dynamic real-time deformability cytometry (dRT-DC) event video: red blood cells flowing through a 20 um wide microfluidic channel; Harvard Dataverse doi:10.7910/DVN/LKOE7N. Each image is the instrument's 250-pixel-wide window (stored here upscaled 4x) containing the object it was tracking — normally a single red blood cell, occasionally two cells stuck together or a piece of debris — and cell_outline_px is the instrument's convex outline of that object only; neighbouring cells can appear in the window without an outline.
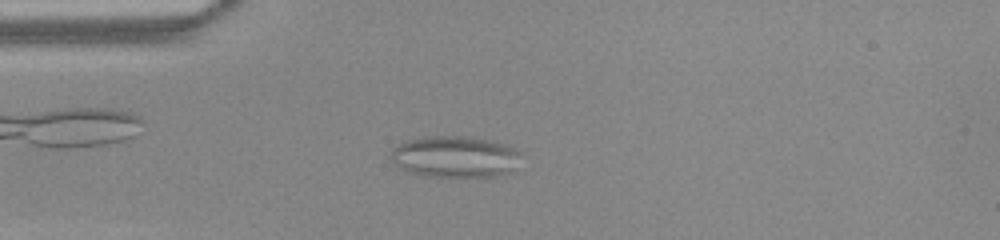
{"species": "common noctule bat (a hibernating species)", "species_latin": "Nyctalus noctula", "temperature_condition": "warm", "stored_images_in_passage": 49, "camera_frame_rate_fps": 3000, "um_per_image_px": 0.085, "animal": {"sex": "female", "body_mass_g": 22.0, "forearm_length_mm": 56.7}, "frame": {"image": 1, "passage_image": 12, "time_ms": 3.667, "image_size_px": [1000, 240], "cell_outline_px": [[520, 152], [512, 172], [500, 176], [428, 176], [412, 172], [400, 168], [388, 156], [392, 148], [396, 144], [404, 140], [424, 136], [468, 136], [488, 140], [504, 144], [516, 148]], "centroid_in_image_um": [38.63, 13.3], "position_along_channel_um": 46.4, "area_um2": 31.56}}
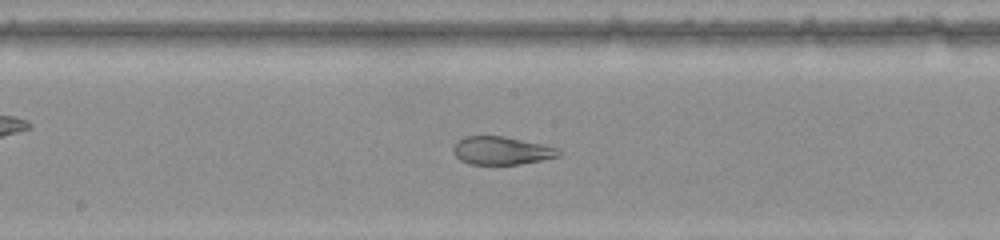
{"frame": {"image": 2, "passage_image": 25, "time_ms": 8.0, "image_size_px": [1000, 240], "cell_outline_px": [[560, 156], [520, 164], [468, 164], [460, 160], [452, 152], [452, 144], [456, 140], [464, 136], [504, 136], [544, 144], [556, 148], [560, 152]], "centroid_in_image_um": [42.56, 12.79], "position_along_channel_um": 205.6, "area_um2": 17.4}}
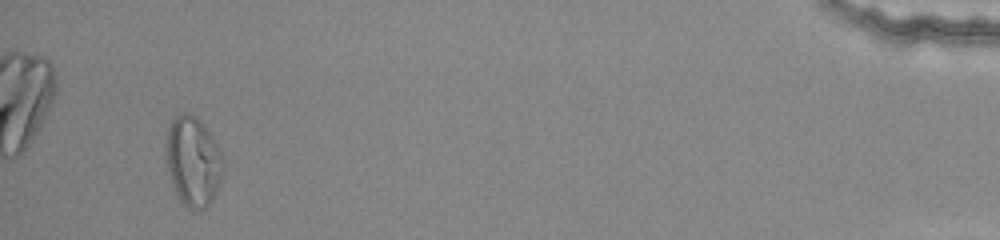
{"frame": {"image": 3, "passage_image": 47, "time_ms": 15.333, "image_size_px": [1000, 240], "cell_outline_px": [[224, 160], [220, 180], [216, 192], [208, 208], [200, 212], [192, 212], [180, 200], [176, 192], [168, 168], [168, 128], [172, 120], [180, 112], [188, 112], [196, 116], [200, 120], [224, 156]], "centroid_in_image_um": [16.45, 13.75], "position_along_channel_um": 418.7, "area_um2": 29.48}, "authors_computed_cell_mechanics": {"area_um2": 24.565, "velocity_mm_per_s": 3.9917, "shape_relaxation_time_tau1_ms": null, "shape_relaxation_time_tau2_ms": 1.2121, "deformation_change_tau1": null, "deformation_change_tau2": 0.0835}}